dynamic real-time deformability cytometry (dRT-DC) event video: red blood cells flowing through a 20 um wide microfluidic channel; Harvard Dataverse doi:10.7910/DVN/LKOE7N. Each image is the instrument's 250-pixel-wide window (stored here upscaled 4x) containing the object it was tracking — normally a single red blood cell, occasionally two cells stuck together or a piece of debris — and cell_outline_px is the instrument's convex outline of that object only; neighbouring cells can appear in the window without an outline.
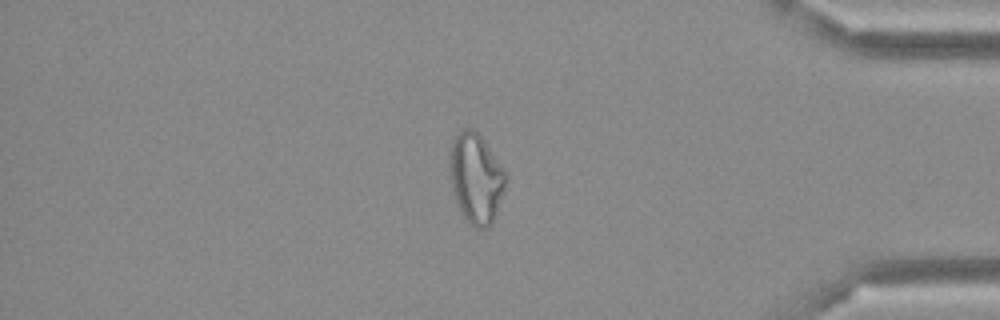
{"species": "Egyptian fruit bat (a non-hibernating species)", "species_latin": "Rousettus aegyptiacus", "temperature_condition": "cold", "stored_images_in_passage": 48, "camera_frame_rate_fps": 3000, "um_per_image_px": 0.085, "frame": {"image": 1, "passage_image": 41, "time_ms": 13.333, "image_size_px": [1000, 320], "cell_outline_px": [[508, 176], [504, 192], [496, 216], [492, 224], [488, 228], [476, 228], [464, 216], [456, 204], [448, 176], [448, 164], [452, 140], [464, 128], [472, 128], [484, 140], [504, 168]], "centroid_in_image_um": [40.45, 15.16], "position_along_channel_um": 394.7, "area_um2": 29.88}}